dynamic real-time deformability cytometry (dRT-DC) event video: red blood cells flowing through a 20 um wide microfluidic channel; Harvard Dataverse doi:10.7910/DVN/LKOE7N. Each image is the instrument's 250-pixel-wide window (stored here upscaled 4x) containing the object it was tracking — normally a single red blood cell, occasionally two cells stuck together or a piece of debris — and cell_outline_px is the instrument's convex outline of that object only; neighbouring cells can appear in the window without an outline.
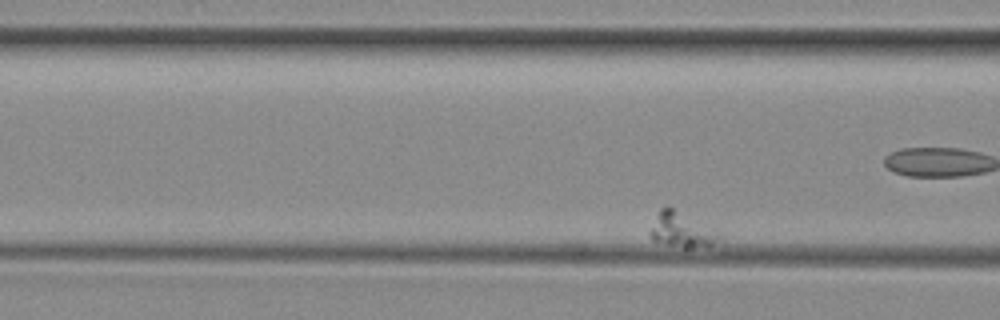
{"species": "common noctule bat (a hibernating species)", "species_latin": "Nyctalus noctula", "temperature_condition": "room temperature", "stored_images_in_passage": 43, "camera_frame_rate_fps": 3000, "um_per_image_px": 0.085, "animal": {"sex": "female", "body_mass_g": 29.2, "forearm_length_mm": 56.3}, "frame": {"image": 1, "passage_image": 4, "time_ms": 1.0, "image_size_px": [1000, 320], "cell_outline_px": [[720, 236], [712, 244], [692, 248], [684, 248], [652, 240], [648, 232], [660, 208], [672, 208], [716, 232]], "centroid_in_image_um": [57.83, 19.57], "position_along_channel_um": 108.8, "area_um2": 13.18}}